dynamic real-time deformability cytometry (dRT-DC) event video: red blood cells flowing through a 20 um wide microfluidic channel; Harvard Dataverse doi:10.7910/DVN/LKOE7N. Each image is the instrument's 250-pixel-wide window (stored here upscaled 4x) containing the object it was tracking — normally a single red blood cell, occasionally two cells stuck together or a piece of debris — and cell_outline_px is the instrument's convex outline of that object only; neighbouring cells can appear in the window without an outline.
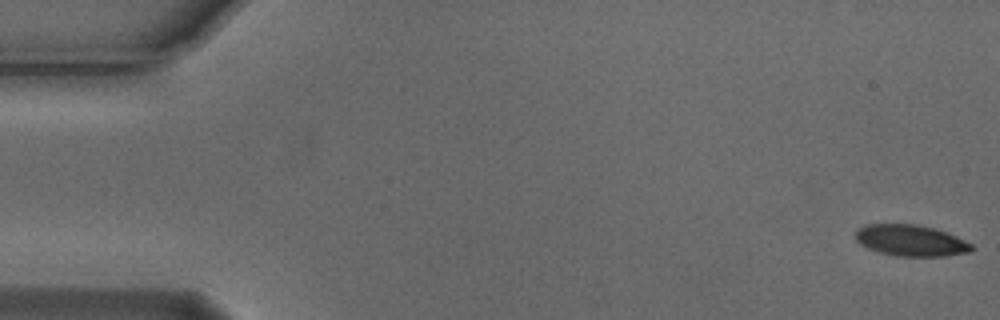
{"species": "Egyptian fruit bat (a non-hibernating species)", "species_latin": "Rousettus aegyptiacus", "temperature_condition": "cold", "stored_images_in_passage": 53, "camera_frame_rate_fps": 3000, "um_per_image_px": 0.085, "animal": {"sex": "male"}, "frame": {"image": 1, "passage_image": 1, "time_ms": 0.0, "image_size_px": [1000, 320], "cell_outline_px": [[976, 248], [972, 252], [944, 256], [896, 256], [880, 252], [868, 248], [860, 244], [856, 240], [856, 228], [868, 224], [916, 224], [948, 232], [972, 244]], "centroid_in_image_um": [77.44, 20.44], "position_along_channel_um": 7.6, "area_um2": 21.27}}
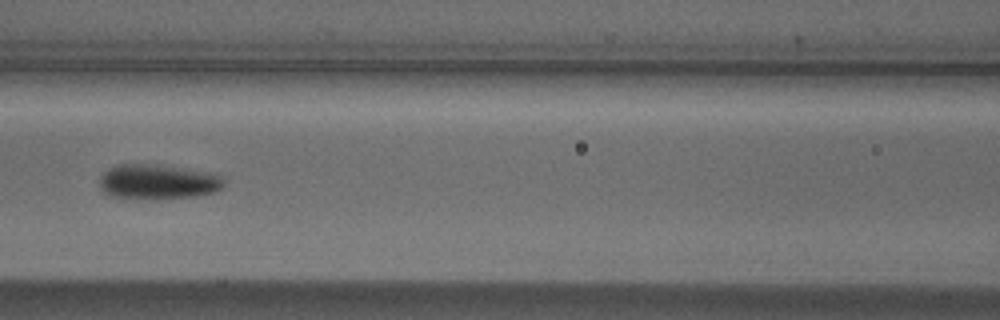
{"frame": {"image": 2, "passage_image": 24, "time_ms": 7.667, "image_size_px": [1000, 320], "cell_outline_px": [[224, 188], [216, 192], [196, 196], [156, 200], [108, 196], [100, 188], [100, 176], [104, 172], [120, 164], [156, 164], [212, 172], [224, 176]], "centroid_in_image_um": [13.48, 15.47], "position_along_channel_um": 153.1, "area_um2": 25.84}}
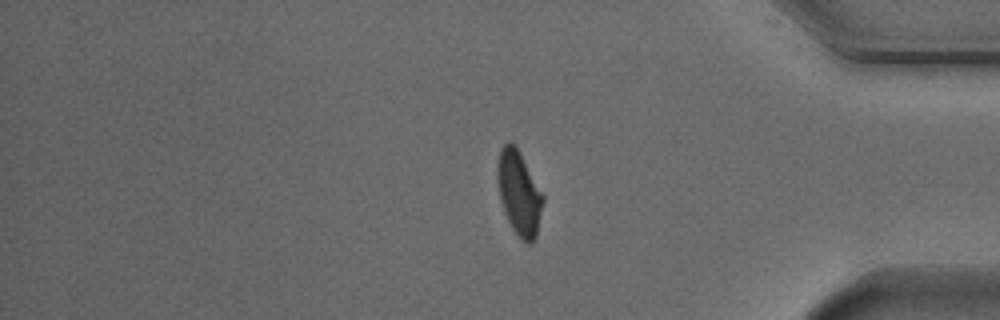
{"frame": {"image": 3, "passage_image": 45, "time_ms": 14.667, "image_size_px": [1000, 320], "cell_outline_px": [[544, 200], [536, 236], [532, 244], [528, 244], [512, 228], [504, 212], [500, 200], [496, 176], [496, 168], [500, 148], [508, 140], [516, 144], [544, 196]], "centroid_in_image_um": [44.1, 16.35], "position_along_channel_um": 391.1, "area_um2": 22.48}}